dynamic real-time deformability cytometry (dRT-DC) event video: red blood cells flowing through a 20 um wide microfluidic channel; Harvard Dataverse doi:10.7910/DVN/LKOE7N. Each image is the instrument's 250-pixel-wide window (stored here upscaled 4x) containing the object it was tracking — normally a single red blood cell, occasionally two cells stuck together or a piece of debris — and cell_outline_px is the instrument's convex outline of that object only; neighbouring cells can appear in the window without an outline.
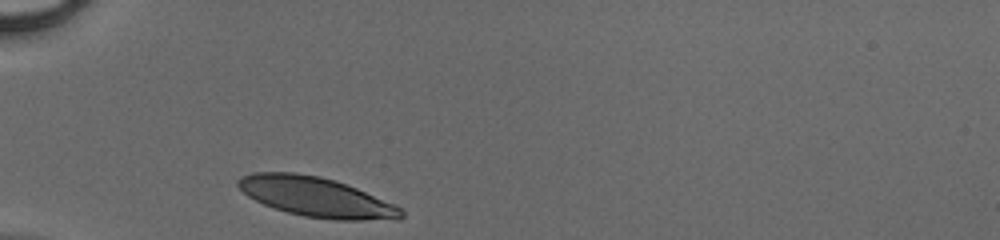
{"species": "human", "species_latin": "Homo sapiens", "temperature_condition": "cold", "stored_images_in_passage": 26, "camera_frame_rate_fps": 3000, "um_per_image_px": 0.085, "donor": {"sex": "male"}, "frame": {"image": 1, "passage_image": 1, "time_ms": 0.0, "image_size_px": [1000, 240], "cell_outline_px": [[404, 216], [400, 220], [332, 220], [304, 216], [288, 212], [264, 204], [248, 196], [236, 184], [236, 180], [240, 176], [252, 172], [296, 172], [320, 176], [336, 180], [396, 204], [404, 212]], "centroid_in_image_um": [26.91, 16.74], "position_along_channel_um": 58.1, "area_um2": 37.97}}
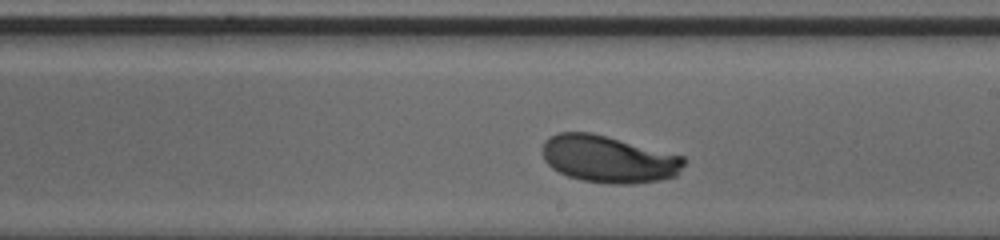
{"frame": {"image": 2, "passage_image": 15, "time_ms": 4.667, "image_size_px": [1000, 240], "cell_outline_px": [[688, 160], [676, 176], [660, 180], [632, 184], [612, 184], [580, 180], [568, 176], [552, 168], [544, 160], [544, 140], [560, 132], [592, 132], [684, 156]], "centroid_in_image_um": [51.77, 13.53], "position_along_channel_um": 237.2, "area_um2": 38.9}}
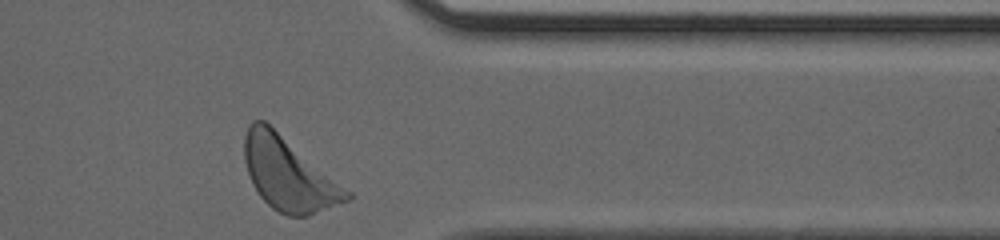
{"frame": {"image": 3, "passage_image": 26, "time_ms": 8.333, "image_size_px": [1000, 240], "cell_outline_px": [[352, 200], [308, 216], [288, 216], [272, 208], [260, 196], [252, 184], [244, 160], [244, 136], [248, 124], [252, 120], [264, 120], [352, 192]], "centroid_in_image_um": [24.54, 14.81], "position_along_channel_um": 386.9, "area_um2": 43.41}}